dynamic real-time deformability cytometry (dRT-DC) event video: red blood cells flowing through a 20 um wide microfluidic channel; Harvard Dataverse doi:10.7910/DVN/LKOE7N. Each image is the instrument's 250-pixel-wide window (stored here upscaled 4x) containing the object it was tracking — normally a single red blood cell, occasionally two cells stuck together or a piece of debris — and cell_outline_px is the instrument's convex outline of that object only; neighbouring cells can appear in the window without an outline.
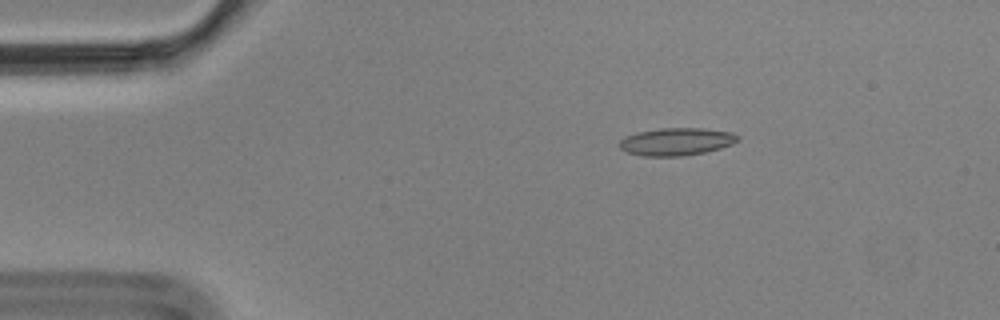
{"species": "Egyptian fruit bat (a non-hibernating species)", "species_latin": "Rousettus aegyptiacus", "temperature_condition": "cold", "stored_images_in_passage": 5, "camera_frame_rate_fps": 3000, "um_per_image_px": 0.085, "animal": {"sex": "male"}, "frame": {"image": 1, "passage_image": 3, "time_ms": 0.667, "image_size_px": [1000, 320], "cell_outline_px": [[740, 140], [732, 144], [720, 148], [704, 152], [684, 156], [640, 156], [628, 152], [620, 148], [620, 140], [624, 136], [636, 132], [660, 128], [704, 128], [732, 132], [740, 136]], "centroid_in_image_um": [57.5, 12.03], "position_along_channel_um": 27.5, "area_um2": 19.19}}